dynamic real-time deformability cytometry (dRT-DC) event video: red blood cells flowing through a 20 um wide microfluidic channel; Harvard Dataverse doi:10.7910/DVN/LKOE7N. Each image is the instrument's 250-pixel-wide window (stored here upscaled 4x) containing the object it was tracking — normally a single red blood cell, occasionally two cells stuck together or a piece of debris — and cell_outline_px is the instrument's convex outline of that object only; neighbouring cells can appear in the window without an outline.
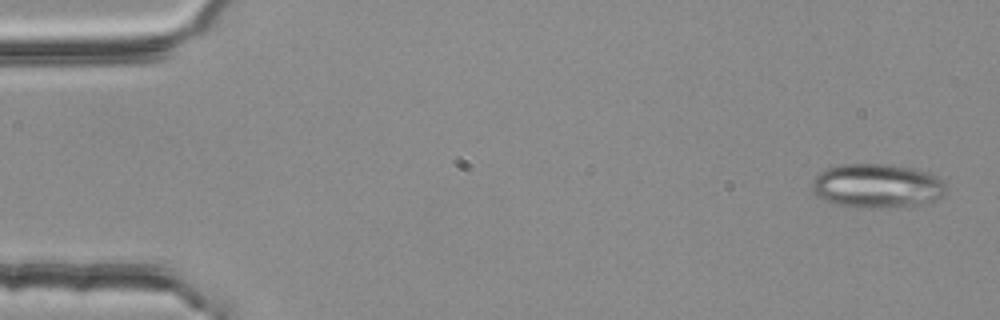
{"species": "common noctule bat (a hibernating species)", "species_latin": "Nyctalus noctula", "temperature_condition": "room temperature", "stored_images_in_passage": 4, "camera_frame_rate_fps": 3000, "um_per_image_px": 0.085, "animal": {"sex": "female", "body_mass_g": 25.1}, "frame": {"image": 1, "passage_image": 1, "time_ms": 0.0, "image_size_px": [1000, 320], "cell_outline_px": [[948, 188], [944, 196], [936, 200], [912, 204], [840, 204], [816, 196], [812, 188], [812, 184], [816, 176], [820, 172], [828, 168], [840, 164], [888, 164], [912, 168], [928, 172], [936, 176]], "centroid_in_image_um": [74.57, 15.71], "position_along_channel_um": 10.4, "area_um2": 32.77}}